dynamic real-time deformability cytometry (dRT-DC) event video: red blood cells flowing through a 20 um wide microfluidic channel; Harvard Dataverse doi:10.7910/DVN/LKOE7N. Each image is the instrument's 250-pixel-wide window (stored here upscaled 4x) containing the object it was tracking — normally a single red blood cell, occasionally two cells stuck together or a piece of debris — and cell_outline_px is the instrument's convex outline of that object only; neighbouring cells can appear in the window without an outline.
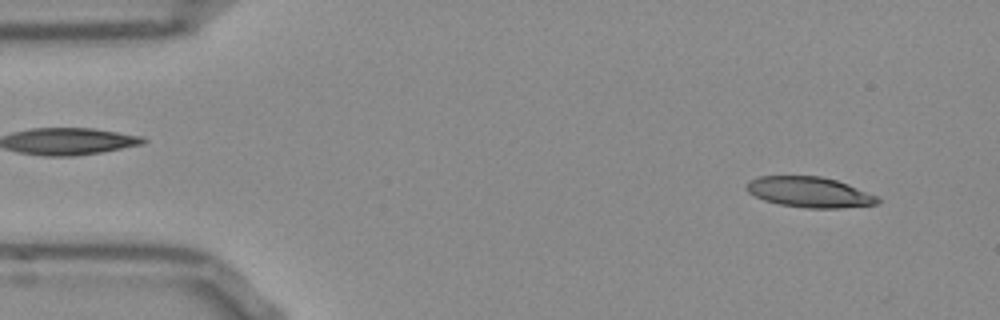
{"species": "Egyptian fruit bat (a non-hibernating species)", "species_latin": "Rousettus aegyptiacus", "temperature_condition": "room temperature", "stored_images_in_passage": 12, "camera_frame_rate_fps": 3000, "um_per_image_px": 0.085, "frame": {"image": 1, "passage_image": 4, "time_ms": 1.0, "image_size_px": [1000, 320], "cell_outline_px": [[880, 204], [840, 208], [804, 208], [780, 204], [764, 200], [748, 192], [748, 180], [760, 176], [820, 176], [836, 180], [848, 184], [880, 196]], "centroid_in_image_um": [68.87, 16.34], "position_along_channel_um": 16.1, "area_um2": 23.35}}